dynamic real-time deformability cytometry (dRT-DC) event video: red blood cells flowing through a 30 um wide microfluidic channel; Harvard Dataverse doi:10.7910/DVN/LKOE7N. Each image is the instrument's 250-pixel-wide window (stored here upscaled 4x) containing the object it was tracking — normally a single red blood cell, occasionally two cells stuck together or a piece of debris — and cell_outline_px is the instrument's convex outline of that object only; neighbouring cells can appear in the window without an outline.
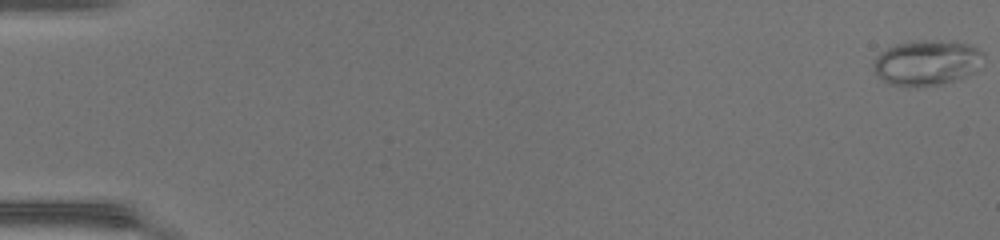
{"species": "common noctule bat (a hibernating species)", "species_latin": "Nyctalus noctula", "temperature_condition": "warm", "stored_images_in_passage": 50, "camera_frame_rate_fps": 3000, "um_per_image_px": 0.085, "animal": {"sex": "female", "body_mass_g": 17.0, "forearm_length_mm": 48.0}, "frame": {"image": 1, "passage_image": 1, "time_ms": 0.0, "image_size_px": [1000, 240], "cell_outline_px": [[984, 56], [976, 72], [940, 84], [908, 88], [892, 84], [876, 76], [872, 64], [876, 56], [888, 48], [896, 44], [908, 40], [956, 40], [968, 44], [984, 52]], "centroid_in_image_um": [78.77, 5.31], "position_along_channel_um": 6.2, "area_um2": 29.48}}
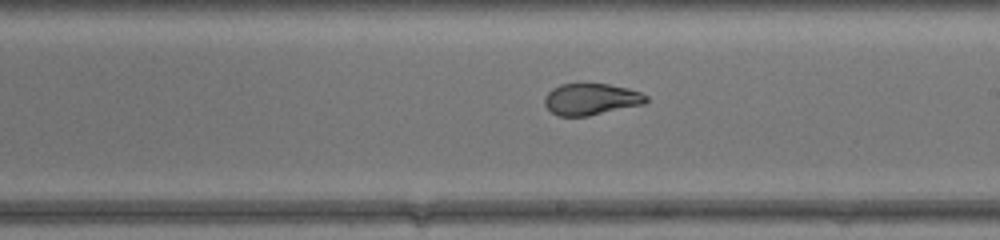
{"frame": {"image": 2, "passage_image": 30, "time_ms": 9.667, "image_size_px": [1000, 240], "cell_outline_px": [[648, 100], [644, 104], [588, 116], [560, 116], [552, 112], [544, 104], [544, 96], [552, 88], [560, 84], [608, 84], [628, 88], [640, 92], [648, 96]], "centroid_in_image_um": [50.24, 8.43], "position_along_channel_um": 238.8, "area_um2": 18.67}}
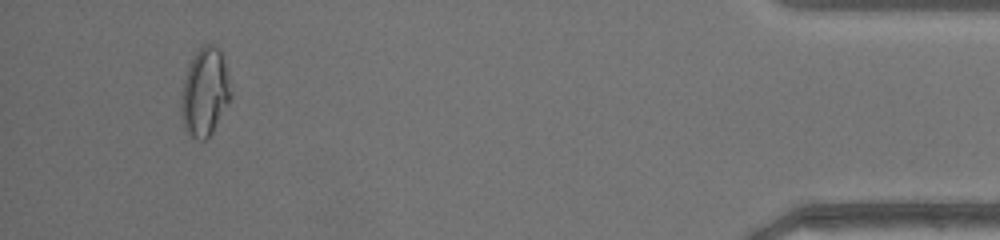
{"frame": {"image": 3, "passage_image": 47, "time_ms": 15.333, "image_size_px": [1000, 240], "cell_outline_px": [[232, 96], [228, 104], [212, 132], [204, 140], [200, 140], [192, 136], [184, 128], [180, 116], [180, 96], [188, 64], [196, 52], [204, 44], [212, 44], [220, 48], [228, 76], [232, 92]], "centroid_in_image_um": [17.4, 7.82], "position_along_channel_um": 417.8, "area_um2": 25.61}, "authors_computed_cell_mechanics": {"area_um2": 22.4553, "velocity_mm_per_s": 4.3313, "shape_relaxation_time_tau1_ms": null, "shape_relaxation_time_tau2_ms": 0.743, "deformation_change_tau1": null, "deformation_change_tau2": 0.0632}}